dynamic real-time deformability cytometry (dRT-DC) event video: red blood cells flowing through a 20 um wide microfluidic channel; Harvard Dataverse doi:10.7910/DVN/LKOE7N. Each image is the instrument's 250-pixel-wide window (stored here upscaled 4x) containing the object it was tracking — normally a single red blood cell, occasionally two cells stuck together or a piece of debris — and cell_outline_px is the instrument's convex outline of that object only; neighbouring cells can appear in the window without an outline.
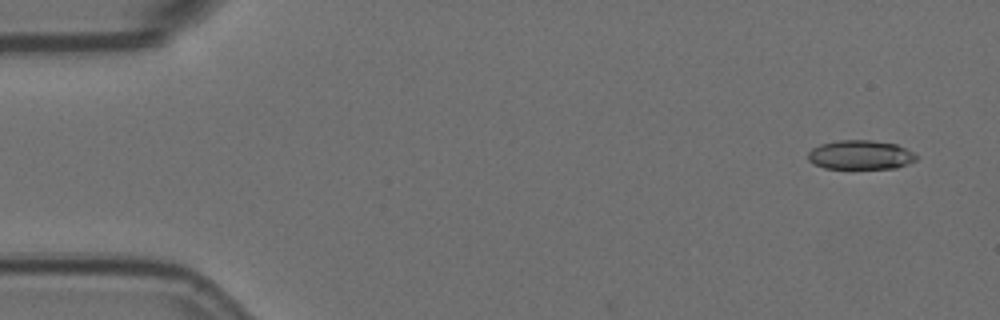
{"species": "Egyptian fruit bat (a non-hibernating species)", "species_latin": "Rousettus aegyptiacus", "temperature_condition": "room temperature", "stored_images_in_passage": 4, "camera_frame_rate_fps": 3000, "um_per_image_px": 0.085, "animal": {"sex": "female"}, "frame": {"image": 1, "passage_image": 1, "time_ms": 0.0, "image_size_px": [1000, 320], "cell_outline_px": [[916, 160], [908, 164], [896, 168], [824, 168], [812, 164], [808, 160], [808, 152], [812, 148], [820, 144], [836, 140], [872, 140], [896, 144], [912, 152], [916, 156]], "centroid_in_image_um": [73.09, 13.16], "position_along_channel_um": 11.9, "area_um2": 18.44}}